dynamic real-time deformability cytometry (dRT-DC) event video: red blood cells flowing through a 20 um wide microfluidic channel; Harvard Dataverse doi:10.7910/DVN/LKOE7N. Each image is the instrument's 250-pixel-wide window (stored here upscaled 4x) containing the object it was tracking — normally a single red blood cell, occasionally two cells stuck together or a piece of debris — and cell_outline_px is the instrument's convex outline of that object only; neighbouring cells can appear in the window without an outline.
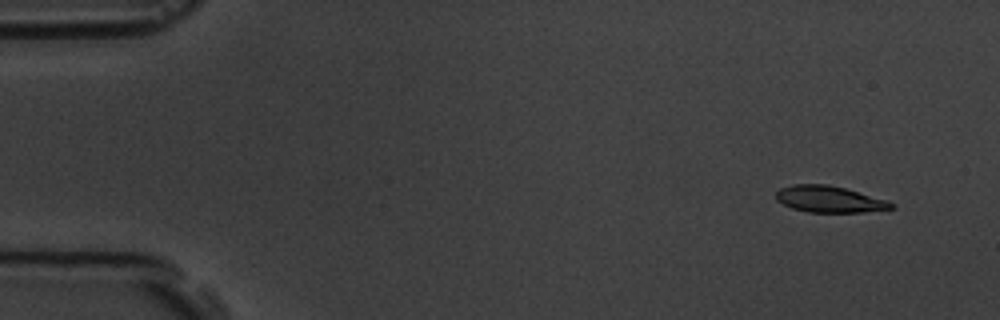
{"species": "common noctule bat (a hibernating species)", "species_latin": "Nyctalus noctula", "temperature_condition": "room temperature", "stored_images_in_passage": 10, "camera_frame_rate_fps": 3000, "um_per_image_px": 0.085, "animal": {"sex": "male", "body_mass_g": 19.5, "forearm_length_mm": 54.6}, "frame": {"image": 1, "passage_image": 1, "time_ms": 0.0, "image_size_px": [1000, 320], "cell_outline_px": [[896, 208], [864, 212], [808, 212], [792, 208], [776, 200], [776, 192], [780, 188], [792, 184], [828, 184], [844, 188], [888, 200], [896, 204]], "centroid_in_image_um": [70.52, 16.93], "position_along_channel_um": 14.5, "area_um2": 17.86}}
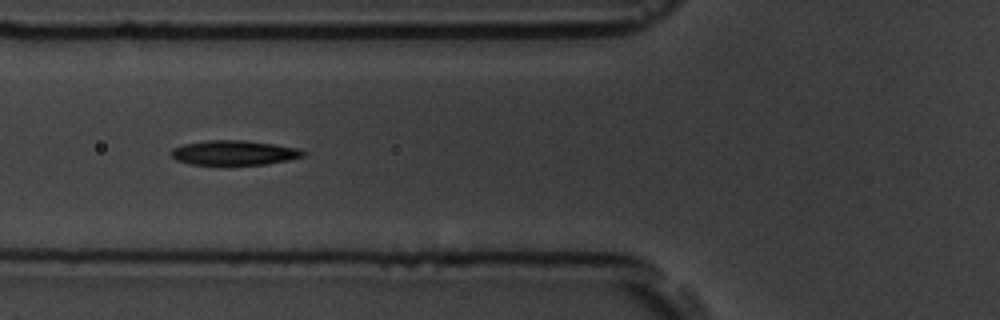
{"frame": {"image": 2, "passage_image": 6, "time_ms": 5.667, "image_size_px": [1000, 320], "cell_outline_px": [[308, 152], [304, 156], [288, 160], [264, 164], [192, 164], [176, 160], [172, 156], [172, 148], [184, 144], [208, 140], [244, 140], [300, 148]], "centroid_in_image_um": [19.94, 12.97], "position_along_channel_um": 105.9, "area_um2": 18.79}}
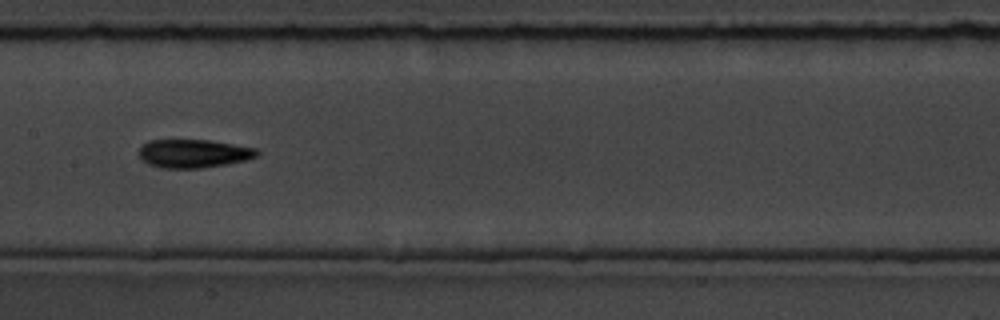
{"frame": {"image": 3, "passage_image": 8, "time_ms": 8.0, "image_size_px": [1000, 320], "cell_outline_px": [[260, 152], [256, 156], [244, 160], [228, 164], [200, 168], [160, 168], [148, 164], [136, 152], [148, 140], [208, 140], [256, 148]], "centroid_in_image_um": [16.42, 13.05], "position_along_channel_um": 191.0, "area_um2": 19.48}}